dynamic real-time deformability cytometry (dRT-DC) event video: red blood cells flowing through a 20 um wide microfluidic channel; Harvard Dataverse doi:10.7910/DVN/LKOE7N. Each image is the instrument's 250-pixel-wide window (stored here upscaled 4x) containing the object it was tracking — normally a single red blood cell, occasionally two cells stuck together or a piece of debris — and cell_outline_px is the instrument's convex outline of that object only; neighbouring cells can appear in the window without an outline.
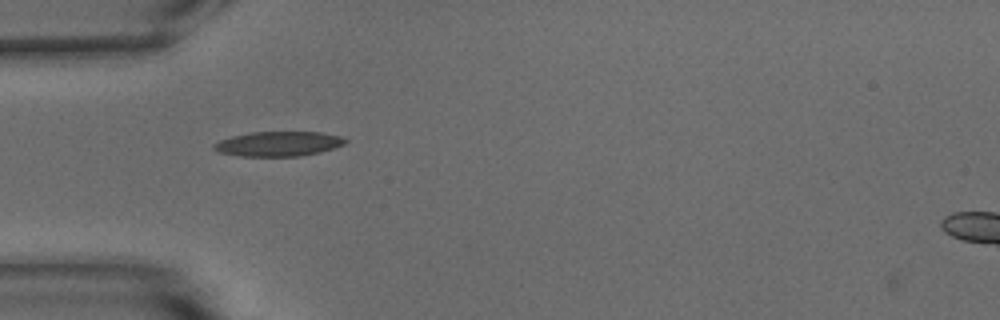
{"species": "common noctule bat (a hibernating species)", "species_latin": "Nyctalus noctula", "temperature_condition": "warm", "stored_images_in_passage": 42, "camera_frame_rate_fps": 3000, "um_per_image_px": 0.085, "animal": {"sex": "male", "body_mass_g": 15.6}, "frame": {"image": 1, "passage_image": 5, "time_ms": 1.333, "image_size_px": [1000, 320], "cell_outline_px": [[348, 140], [344, 144], [336, 148], [320, 152], [300, 156], [240, 156], [220, 152], [212, 148], [212, 144], [220, 140], [232, 136], [252, 132], [320, 132], [340, 136]], "centroid_in_image_um": [23.68, 12.22], "position_along_channel_um": 61.3, "area_um2": 18.96}}
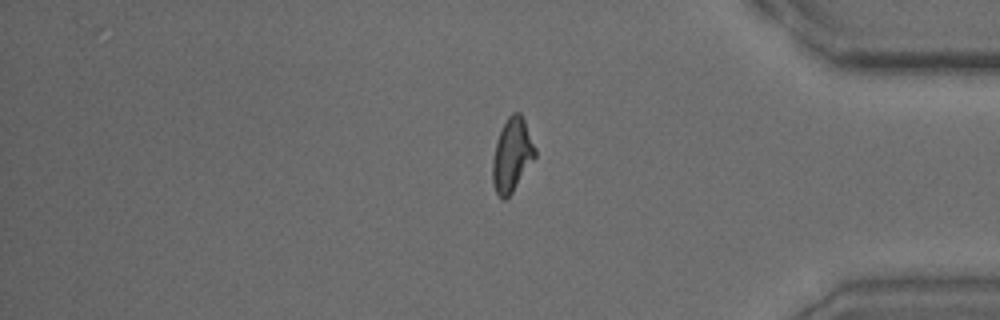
{"frame": {"image": 2, "passage_image": 33, "time_ms": 10.667, "image_size_px": [1000, 320], "cell_outline_px": [[536, 156], [512, 192], [504, 200], [500, 200], [496, 192], [492, 180], [492, 160], [496, 140], [508, 116], [512, 112], [520, 112], [524, 120], [536, 148]], "centroid_in_image_um": [43.51, 13.18], "position_along_channel_um": 391.7, "area_um2": 18.15}}
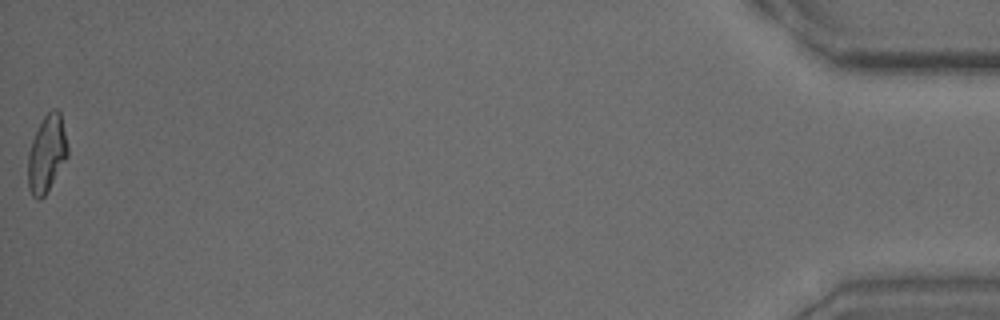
{"frame": {"image": 3, "passage_image": 42, "time_ms": 13.667, "image_size_px": [1000, 320], "cell_outline_px": [[68, 156], [44, 196], [40, 200], [36, 200], [32, 196], [28, 188], [28, 152], [32, 140], [44, 116], [52, 108], [56, 108], [60, 112], [68, 148]], "centroid_in_image_um": [3.96, 13.09], "position_along_channel_um": 431.2, "area_um2": 17.69}, "authors_computed_cell_mechanics": {"area_um2": 17.9469, "velocity_mm_per_s": 3.7973, "shape_relaxation_time_tau1_ms": 4.0879, "shape_relaxation_time_tau2_ms": 2.9182, "deformation_change_tau1": 0.1682, "deformation_change_tau2": 0.0772}}